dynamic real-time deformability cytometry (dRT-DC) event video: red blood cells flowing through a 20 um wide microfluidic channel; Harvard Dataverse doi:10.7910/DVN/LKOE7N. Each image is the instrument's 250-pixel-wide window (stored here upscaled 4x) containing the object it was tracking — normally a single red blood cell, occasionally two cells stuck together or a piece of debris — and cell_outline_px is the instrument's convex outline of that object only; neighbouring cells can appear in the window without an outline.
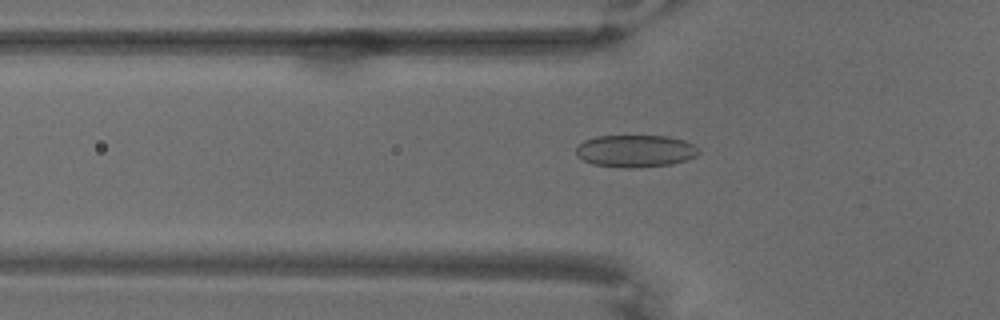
{"species": "common noctule bat (a hibernating species)", "species_latin": "Nyctalus noctula", "temperature_condition": "warm", "stored_images_in_passage": 68, "camera_frame_rate_fps": 3000, "um_per_image_px": 0.085, "animal": {"sex": "male", "body_mass_g": 18.8}, "frame": {"image": 1, "passage_image": 23, "time_ms": 7.333, "image_size_px": [1000, 320], "cell_outline_px": [[700, 152], [696, 156], [672, 164], [640, 168], [624, 168], [592, 164], [576, 156], [576, 148], [584, 140], [596, 136], [668, 136], [684, 140], [692, 144]], "centroid_in_image_um": [53.99, 12.84], "position_along_channel_um": 71.8, "area_um2": 23.12}}
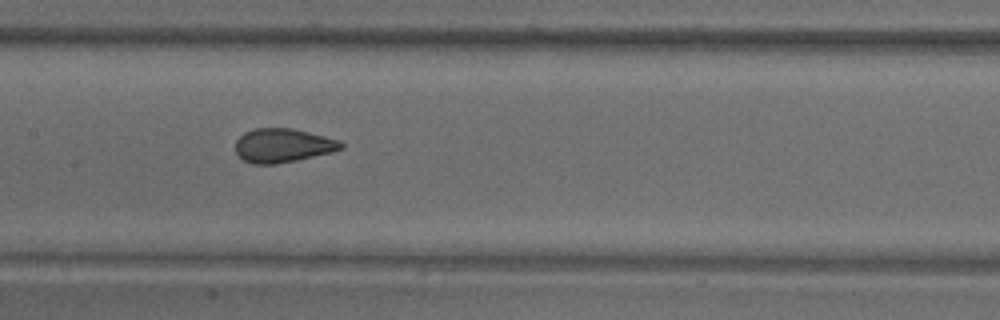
{"frame": {"image": 2, "passage_image": 34, "time_ms": 11.0, "image_size_px": [1000, 320], "cell_outline_px": [[344, 148], [332, 152], [296, 160], [276, 164], [252, 164], [244, 160], [236, 152], [236, 140], [244, 132], [256, 128], [292, 128], [340, 140], [344, 144]], "centroid_in_image_um": [24.05, 12.36], "position_along_channel_um": 183.4, "area_um2": 20.81}}
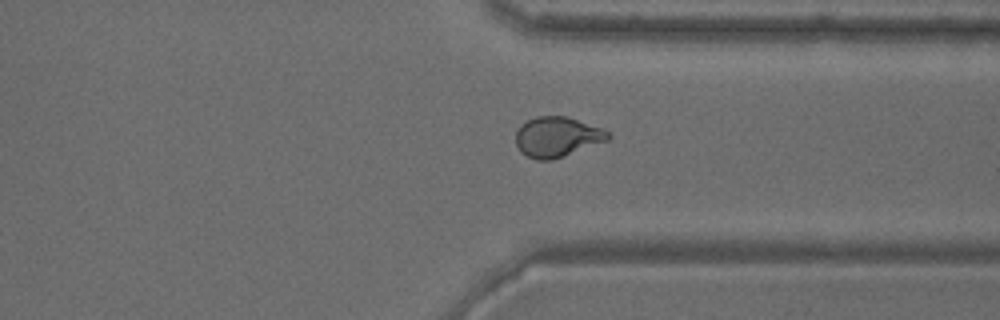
{"frame": {"image": 3, "passage_image": 52, "time_ms": 17.0, "image_size_px": [1000, 320], "cell_outline_px": [[612, 136], [608, 140], [552, 160], [536, 160], [520, 152], [516, 144], [516, 132], [520, 124], [536, 116], [568, 116], [600, 128], [608, 132]], "centroid_in_image_um": [47.32, 11.63], "position_along_channel_um": 364.1, "area_um2": 21.5}}